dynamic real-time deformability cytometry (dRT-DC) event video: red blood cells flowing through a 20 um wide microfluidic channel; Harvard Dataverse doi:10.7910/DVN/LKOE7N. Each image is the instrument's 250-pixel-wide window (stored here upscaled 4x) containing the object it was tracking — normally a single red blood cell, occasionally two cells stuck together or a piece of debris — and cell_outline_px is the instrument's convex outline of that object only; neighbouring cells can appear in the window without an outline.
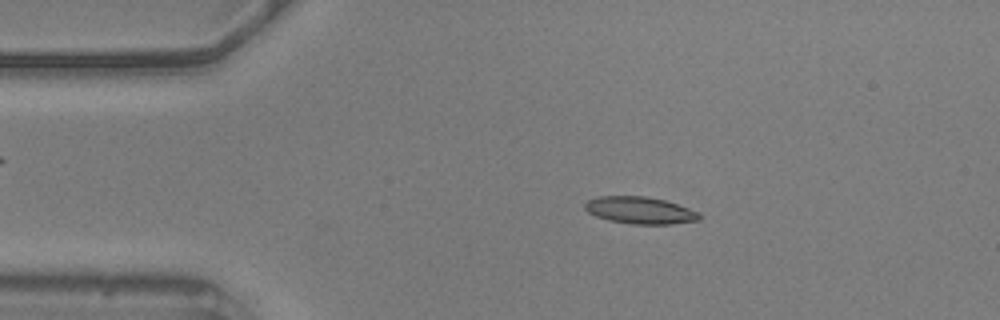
{"species": "common noctule bat (a hibernating species)", "species_latin": "Nyctalus noctula", "temperature_condition": "warm", "stored_images_in_passage": 55, "camera_frame_rate_fps": 3000, "um_per_image_px": 0.085, "animal": {"sex": "male", "body_mass_g": 20.5, "forearm_length_mm": 52.5}, "frame": {"image": 1, "passage_image": 9, "time_ms": 2.667, "image_size_px": [1000, 320], "cell_outline_px": [[700, 220], [672, 224], [632, 224], [608, 220], [596, 216], [588, 212], [584, 208], [584, 204], [588, 200], [596, 196], [648, 196], [664, 200], [700, 212]], "centroid_in_image_um": [54.39, 17.87], "position_along_channel_um": 30.6, "area_um2": 18.09}}
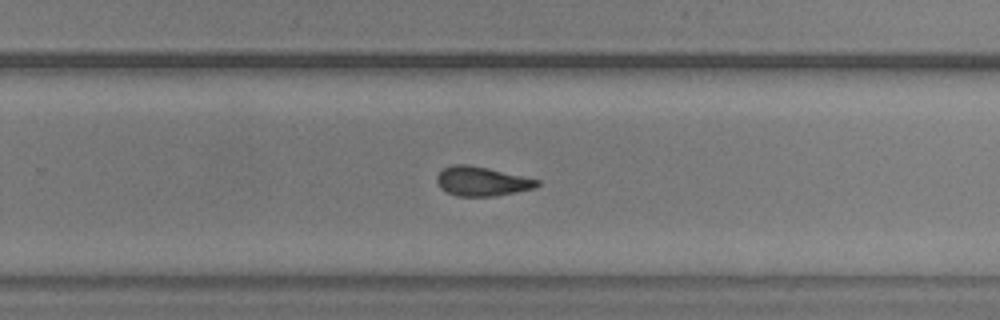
{"frame": {"image": 2, "passage_image": 34, "time_ms": 11.0, "image_size_px": [1000, 320], "cell_outline_px": [[540, 184], [536, 188], [496, 196], [456, 196], [440, 188], [436, 180], [436, 176], [444, 168], [452, 164], [468, 164], [488, 168], [540, 180]], "centroid_in_image_um": [40.96, 15.41], "position_along_channel_um": 288.8, "area_um2": 17.17}}
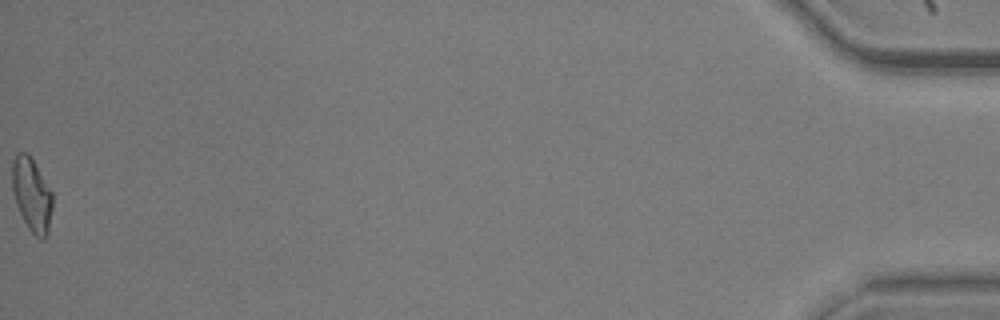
{"frame": {"image": 3, "passage_image": 55, "time_ms": 18.0, "image_size_px": [1000, 320], "cell_outline_px": [[52, 208], [48, 232], [44, 240], [40, 240], [28, 228], [16, 204], [12, 192], [12, 160], [16, 152], [28, 152], [52, 192]], "centroid_in_image_um": [2.69, 16.53], "position_along_channel_um": 432.5, "area_um2": 17.34}, "authors_computed_cell_mechanics": {"area_um2": 17.3978, "velocity_mm_per_s": 3.5939, "shape_relaxation_time_tau1_ms": null, "shape_relaxation_time_tau2_ms": 3.4062, "deformation_change_tau1": null, "deformation_change_tau2": 0.1165}}